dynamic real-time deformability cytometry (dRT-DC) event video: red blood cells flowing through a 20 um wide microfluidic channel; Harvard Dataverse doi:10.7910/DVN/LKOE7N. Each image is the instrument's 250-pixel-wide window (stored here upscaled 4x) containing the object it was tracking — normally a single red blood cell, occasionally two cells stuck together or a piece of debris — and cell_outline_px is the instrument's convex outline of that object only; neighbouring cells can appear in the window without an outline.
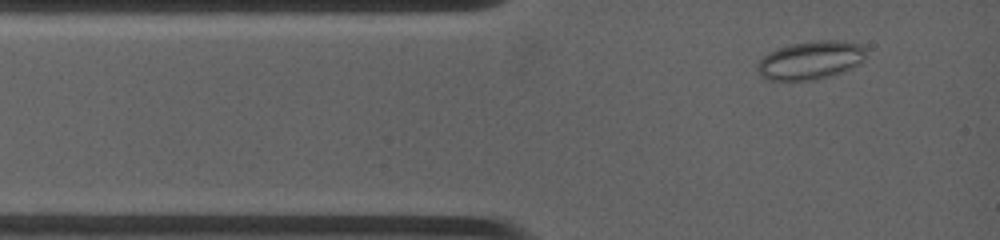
{"species": "common noctule bat (a hibernating species)", "species_latin": "Nyctalus noctula", "temperature_condition": "warm", "stored_images_in_passage": 27, "camera_frame_rate_fps": 4500, "um_per_image_px": 0.085, "animal": {"sex": "female", "body_mass_g": 19.0, "forearm_length_mm": 53.3}, "frame": {"image": 1, "passage_image": 2, "time_ms": 0.667, "image_size_px": [1000, 240], "cell_outline_px": [[864, 56], [860, 60], [836, 72], [824, 76], [808, 80], [768, 80], [756, 68], [756, 64], [764, 56], [780, 48], [796, 44], [856, 44], [864, 48]], "centroid_in_image_um": [68.72, 5.19], "position_along_channel_um": 16.3, "area_um2": 21.56}}
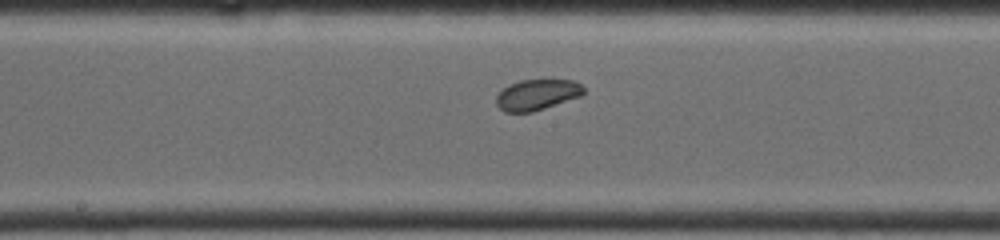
{"frame": {"image": 2, "passage_image": 12, "time_ms": 6.0, "image_size_px": [1000, 240], "cell_outline_px": [[584, 92], [580, 96], [532, 112], [504, 112], [496, 104], [496, 96], [508, 84], [520, 80], [572, 80], [580, 84], [584, 88]], "centroid_in_image_um": [45.62, 8.05], "position_along_channel_um": 202.6, "area_um2": 15.49}}
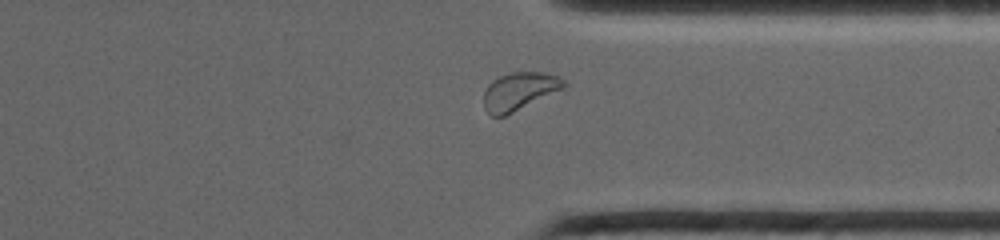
{"frame": {"image": 3, "passage_image": 21, "time_ms": 10.222, "image_size_px": [1000, 240], "cell_outline_px": [[564, 88], [504, 116], [492, 116], [484, 108], [484, 92], [488, 84], [492, 80], [508, 72], [544, 72], [556, 76], [564, 80]], "centroid_in_image_um": [44.1, 7.74], "position_along_channel_um": 367.3, "area_um2": 17.4}}